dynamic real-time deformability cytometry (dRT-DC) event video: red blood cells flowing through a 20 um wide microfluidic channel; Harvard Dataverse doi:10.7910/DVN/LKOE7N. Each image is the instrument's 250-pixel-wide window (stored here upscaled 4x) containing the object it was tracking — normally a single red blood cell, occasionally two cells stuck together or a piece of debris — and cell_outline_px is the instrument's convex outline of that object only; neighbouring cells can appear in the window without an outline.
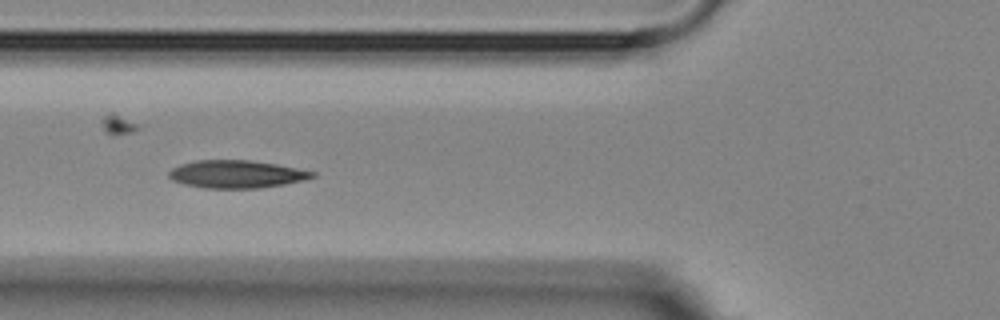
{"species": "Egyptian fruit bat (a non-hibernating species)", "species_latin": "Rousettus aegyptiacus", "temperature_condition": "room temperature", "stored_images_in_passage": 6, "camera_frame_rate_fps": 3000, "um_per_image_px": 0.085, "animal": {"sex": "female"}, "frame": {"image": 1, "passage_image": 5, "time_ms": 4.667, "image_size_px": [1000, 320], "cell_outline_px": [[316, 176], [304, 180], [284, 184], [260, 188], [204, 188], [184, 184], [172, 180], [168, 176], [168, 172], [172, 168], [180, 164], [196, 160], [248, 160], [276, 164], [316, 172]], "centroid_in_image_um": [20.08, 14.8], "position_along_channel_um": 105.7, "area_um2": 23.18}}
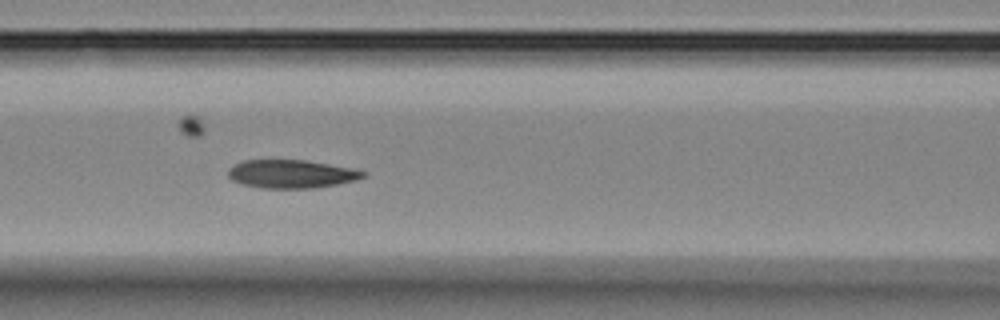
{"frame": {"image": 2, "passage_image": 6, "time_ms": 5.667, "image_size_px": [1000, 320], "cell_outline_px": [[368, 176], [356, 180], [336, 184], [312, 188], [260, 188], [244, 184], [232, 180], [228, 176], [228, 168], [244, 160], [304, 160], [356, 168], [368, 172]], "centroid_in_image_um": [24.82, 14.78], "position_along_channel_um": 141.8, "area_um2": 22.37}}